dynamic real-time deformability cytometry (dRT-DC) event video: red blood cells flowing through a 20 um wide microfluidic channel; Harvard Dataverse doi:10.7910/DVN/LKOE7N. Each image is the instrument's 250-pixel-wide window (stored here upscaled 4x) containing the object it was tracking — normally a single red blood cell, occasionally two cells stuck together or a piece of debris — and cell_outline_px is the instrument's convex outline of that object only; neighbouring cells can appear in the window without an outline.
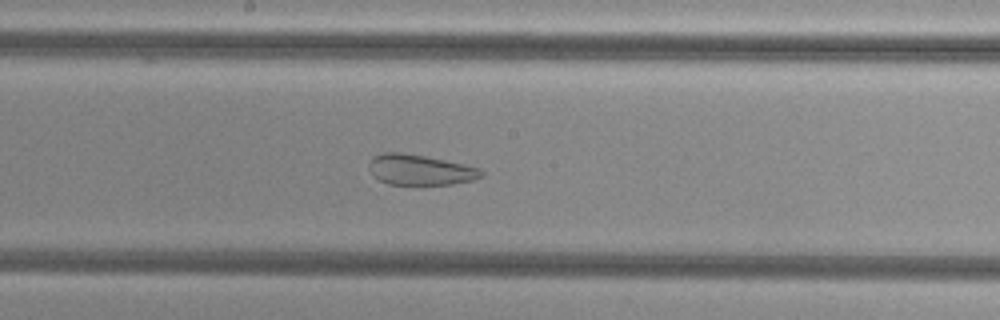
{"species": "common noctule bat (a hibernating species)", "species_latin": "Nyctalus noctula", "temperature_condition": "cold", "stored_images_in_passage": 53, "segment_of_instrument_passage": [1, 2], "camera_frame_rate_fps": 3000, "um_per_image_px": 0.085, "animal": {"sex": "female", "body_mass_g": 29.2, "forearm_length_mm": 56.3}, "frame": {"image": 1, "passage_image": 27, "time_ms": 8.667, "image_size_px": [1000, 320], "cell_outline_px": [[484, 176], [472, 180], [452, 184], [388, 184], [372, 176], [368, 168], [368, 164], [372, 156], [380, 152], [400, 152], [424, 156], [464, 164], [480, 168], [484, 172]], "centroid_in_image_um": [35.67, 14.42], "position_along_channel_um": 212.5, "area_um2": 20.06}}
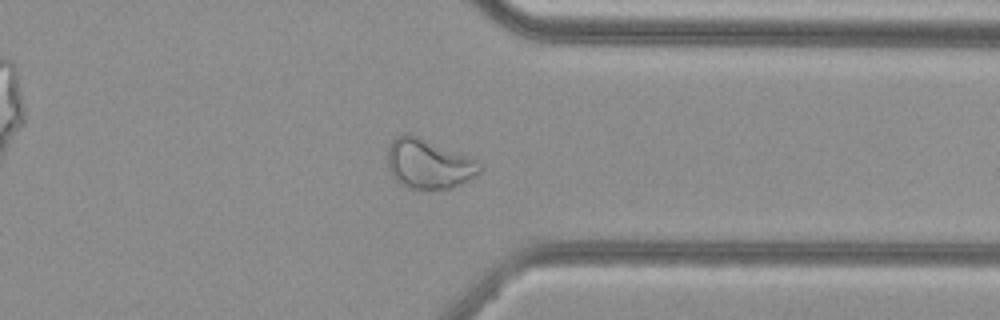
{"frame": {"image": 2, "passage_image": 40, "time_ms": 13.0, "image_size_px": [1000, 320], "cell_outline_px": [[484, 168], [480, 172], [468, 180], [460, 184], [448, 188], [408, 188], [400, 184], [392, 176], [388, 164], [388, 148], [392, 140], [396, 136], [404, 132], [408, 132], [472, 156]], "centroid_in_image_um": [36.44, 13.88], "position_along_channel_um": 375.0, "area_um2": 26.88}}
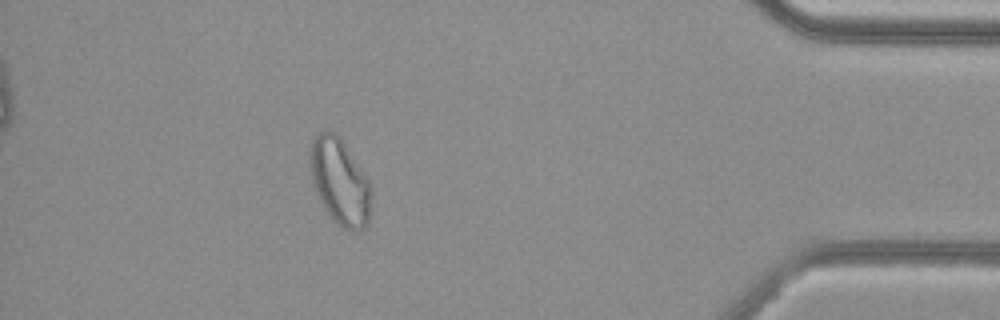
{"frame": {"image": 3, "passage_image": 46, "time_ms": 15.0, "image_size_px": [1000, 320], "cell_outline_px": [[372, 196], [368, 224], [360, 232], [352, 232], [340, 228], [328, 216], [312, 184], [308, 160], [308, 152], [312, 136], [316, 132], [328, 128], [332, 128], [340, 136], [368, 180], [372, 188]], "centroid_in_image_um": [28.85, 15.42], "position_along_channel_um": 406.4, "area_um2": 32.02}}